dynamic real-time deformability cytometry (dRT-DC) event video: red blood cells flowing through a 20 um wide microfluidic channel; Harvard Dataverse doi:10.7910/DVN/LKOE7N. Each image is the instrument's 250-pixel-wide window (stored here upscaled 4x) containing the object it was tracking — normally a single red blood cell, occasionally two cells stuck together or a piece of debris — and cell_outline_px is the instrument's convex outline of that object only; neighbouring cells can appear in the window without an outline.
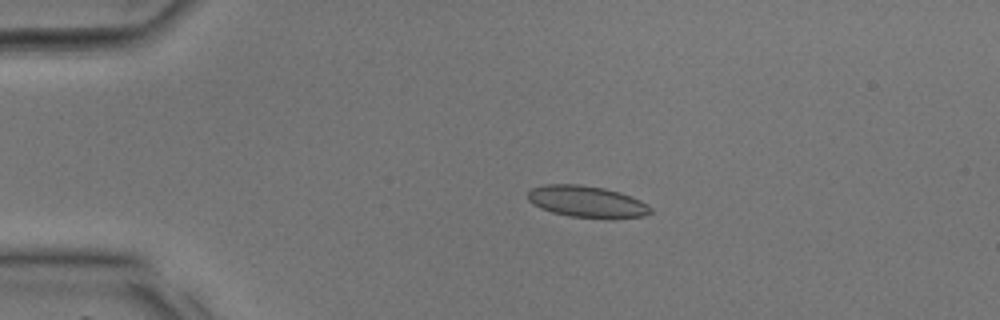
{"species": "common noctule bat (a hibernating species)", "species_latin": "Nyctalus noctula", "temperature_condition": "room temperature", "stored_images_in_passage": 36, "camera_frame_rate_fps": 3000, "um_per_image_px": 0.085, "animal": {"sex": "male", "body_mass_g": 17.9, "forearm_length_mm": 54.2}, "frame": {"image": 1, "passage_image": 8, "time_ms": 2.333, "image_size_px": [1000, 320], "cell_outline_px": [[652, 212], [644, 216], [612, 220], [608, 220], [568, 216], [552, 212], [540, 208], [532, 204], [528, 200], [528, 192], [532, 188], [544, 184], [580, 184], [604, 188], [620, 192], [640, 200], [648, 204], [652, 208]], "centroid_in_image_um": [49.91, 17.16], "position_along_channel_um": 35.1, "area_um2": 23.18}}
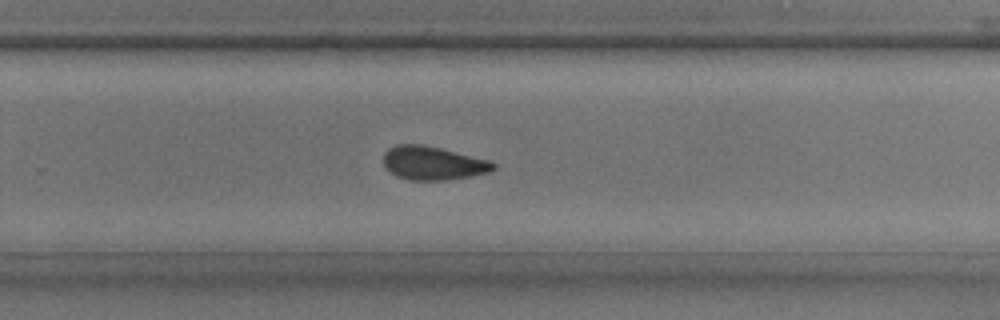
{"frame": {"image": 2, "passage_image": 24, "time_ms": 7.667, "image_size_px": [1000, 320], "cell_outline_px": [[496, 168], [488, 172], [468, 176], [444, 180], [412, 180], [396, 176], [384, 168], [384, 152], [388, 148], [396, 144], [420, 144], [440, 148], [492, 160], [496, 164]], "centroid_in_image_um": [36.79, 13.85], "position_along_channel_um": 293.0, "area_um2": 21.56}}
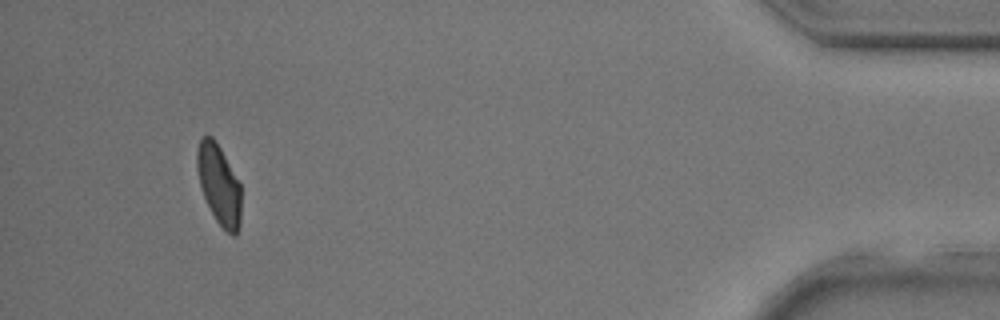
{"frame": {"image": 3, "passage_image": 34, "time_ms": 11.0, "image_size_px": [1000, 320], "cell_outline_px": [[240, 224], [236, 236], [232, 236], [216, 220], [204, 196], [200, 184], [196, 168], [196, 152], [200, 140], [204, 136], [212, 136], [220, 148], [240, 184]], "centroid_in_image_um": [18.6, 15.69], "position_along_channel_um": 416.6, "area_um2": 20.17}}